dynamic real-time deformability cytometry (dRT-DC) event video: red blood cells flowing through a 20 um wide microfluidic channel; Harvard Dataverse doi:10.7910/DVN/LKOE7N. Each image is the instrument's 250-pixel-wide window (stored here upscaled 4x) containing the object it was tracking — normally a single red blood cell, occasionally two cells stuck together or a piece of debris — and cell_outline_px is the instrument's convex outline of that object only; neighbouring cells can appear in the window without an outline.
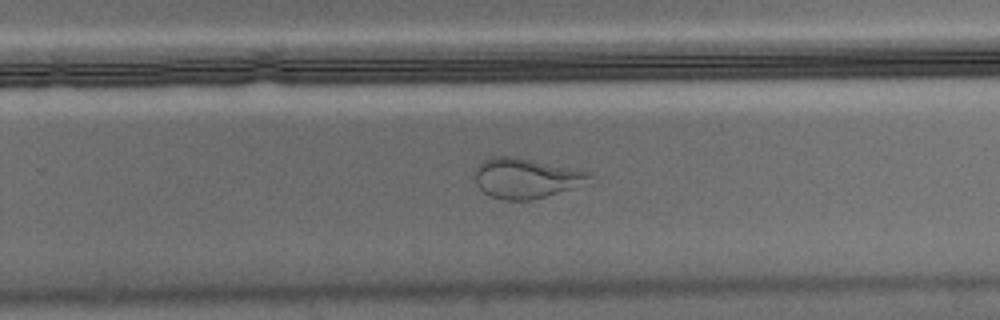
{"species": "Egyptian fruit bat (a non-hibernating species)", "species_latin": "Rousettus aegyptiacus", "temperature_condition": "warm", "stored_images_in_passage": 54, "camera_frame_rate_fps": 3000, "um_per_image_px": 0.085, "animal": {"sex": "male"}, "frame": {"image": 1, "passage_image": 34, "time_ms": 11.0, "image_size_px": [1000, 320], "cell_outline_px": [[592, 176], [572, 188], [532, 200], [504, 200], [492, 196], [484, 192], [476, 184], [476, 168], [484, 160], [492, 156], [516, 156], [588, 172]], "centroid_in_image_um": [44.63, 15.13], "position_along_channel_um": 285.2, "area_um2": 26.07}}
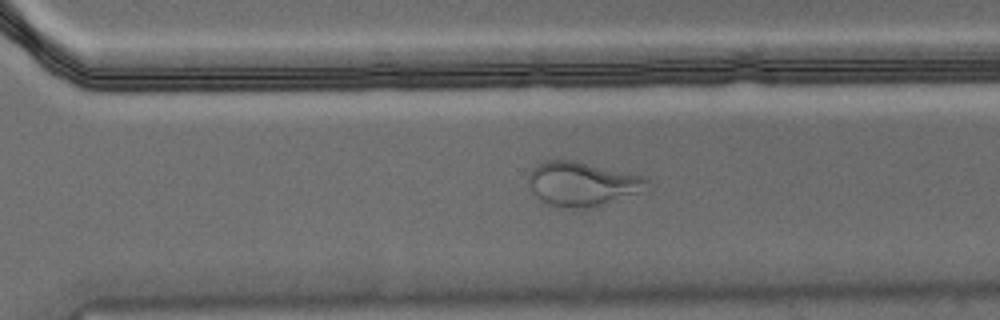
{"frame": {"image": 2, "passage_image": 37, "time_ms": 12.0, "image_size_px": [1000, 320], "cell_outline_px": [[648, 192], [596, 208], [568, 208], [548, 204], [540, 200], [532, 192], [528, 184], [528, 176], [532, 168], [536, 164], [544, 160], [572, 160], [628, 172], [644, 176], [648, 180]], "centroid_in_image_um": [49.55, 15.66], "position_along_channel_um": 321.0, "area_um2": 31.5}}
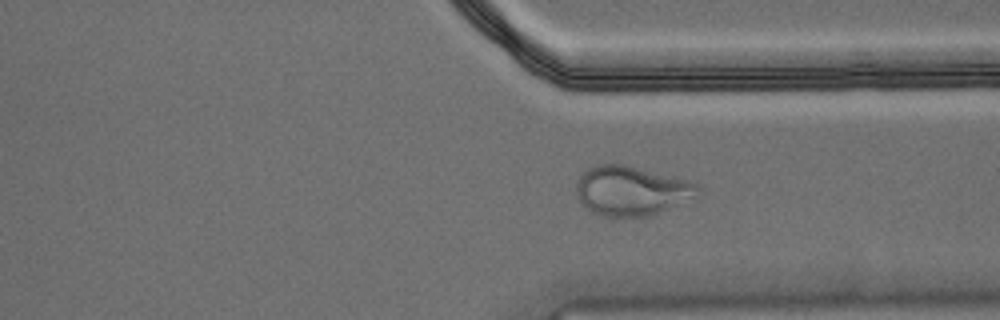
{"frame": {"image": 3, "passage_image": 40, "time_ms": 13.0, "image_size_px": [1000, 320], "cell_outline_px": [[704, 196], [652, 216], [604, 216], [592, 212], [576, 196], [576, 180], [580, 172], [592, 164], [624, 164], [692, 180], [700, 184], [704, 188]], "centroid_in_image_um": [53.79, 16.2], "position_along_channel_um": 357.6, "area_um2": 36.47}}